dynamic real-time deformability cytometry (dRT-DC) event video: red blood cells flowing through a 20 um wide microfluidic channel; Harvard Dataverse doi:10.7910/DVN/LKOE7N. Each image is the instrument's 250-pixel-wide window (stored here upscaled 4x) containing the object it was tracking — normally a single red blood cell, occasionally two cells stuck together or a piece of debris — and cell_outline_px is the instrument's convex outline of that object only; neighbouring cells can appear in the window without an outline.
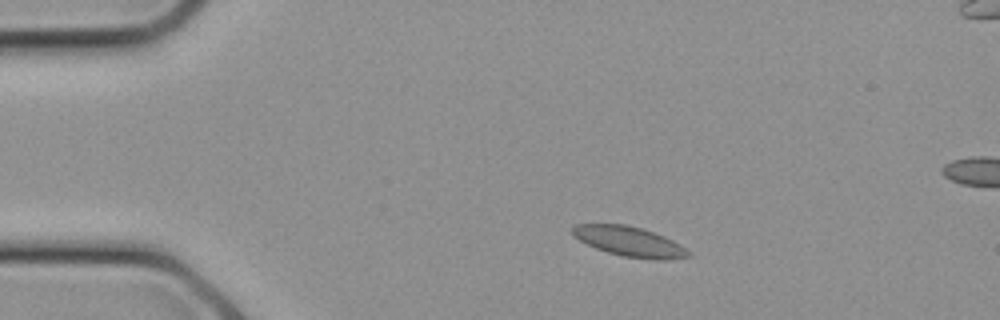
{"species": "common noctule bat (a hibernating species)", "species_latin": "Nyctalus noctula", "temperature_condition": "cold", "stored_images_in_passage": 8, "camera_frame_rate_fps": 3000, "um_per_image_px": 0.085, "animal": {"sex": "female", "body_mass_g": 21.9}, "frame": {"image": 1, "passage_image": 2, "time_ms": 0.333, "image_size_px": [1000, 320], "cell_outline_px": [[692, 256], [668, 260], [652, 260], [624, 256], [608, 252], [596, 248], [572, 236], [572, 228], [576, 224], [624, 224], [640, 228], [664, 236], [680, 244], [692, 252]], "centroid_in_image_um": [53.54, 20.54], "position_along_channel_um": 31.5, "area_um2": 20.17}}
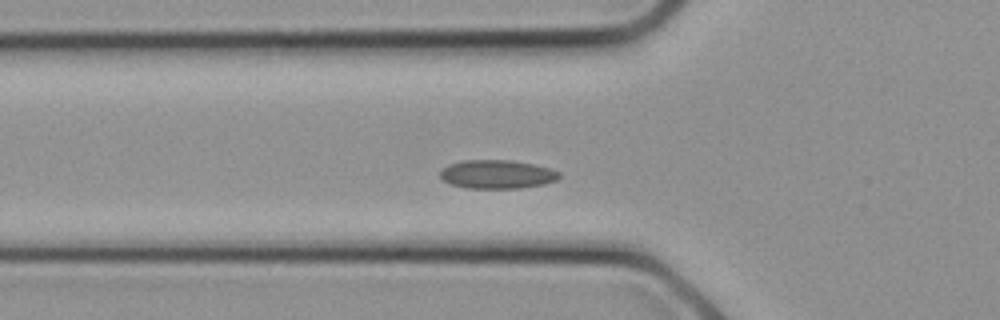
{"frame": {"image": 2, "passage_image": 6, "time_ms": 1.667, "image_size_px": [1000, 320], "cell_outline_px": [[560, 176], [556, 180], [544, 184], [520, 188], [468, 188], [452, 184], [444, 180], [440, 176], [440, 172], [448, 164], [464, 160], [512, 160], [532, 164], [548, 168], [560, 172]], "centroid_in_image_um": [42.26, 14.81], "position_along_channel_um": 83.5, "area_um2": 19.71}}
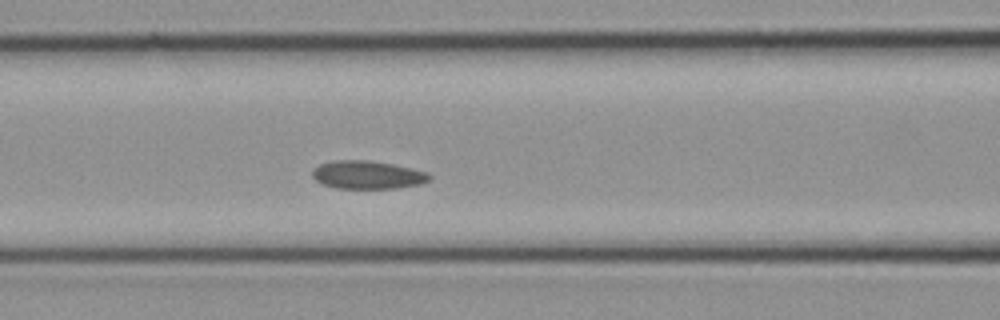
{"frame": {"image": 3, "passage_image": 8, "time_ms": 2.333, "image_size_px": [1000, 320], "cell_outline_px": [[432, 176], [428, 180], [420, 184], [396, 188], [336, 188], [324, 184], [316, 180], [312, 176], [312, 168], [320, 164], [332, 160], [368, 160], [392, 164], [428, 172]], "centroid_in_image_um": [31.21, 14.85], "position_along_channel_um": 135.4, "area_um2": 19.13}}